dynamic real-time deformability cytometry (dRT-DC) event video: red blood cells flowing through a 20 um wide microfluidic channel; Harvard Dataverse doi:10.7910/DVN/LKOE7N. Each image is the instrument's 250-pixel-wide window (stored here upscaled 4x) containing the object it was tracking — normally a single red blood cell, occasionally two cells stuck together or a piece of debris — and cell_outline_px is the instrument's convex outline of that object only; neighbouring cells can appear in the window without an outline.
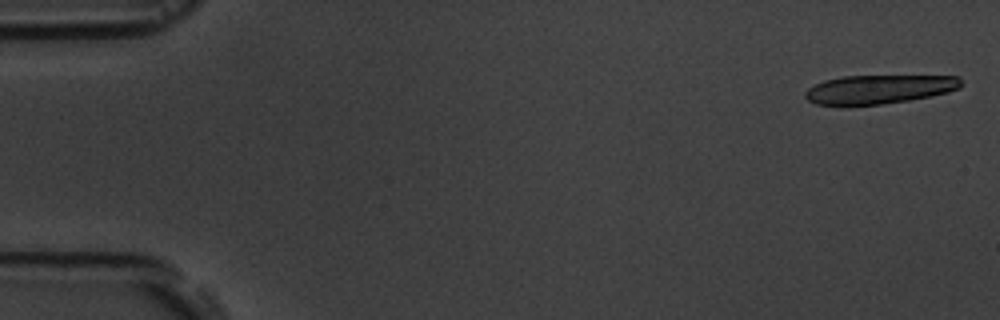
{"species": "common noctule bat (a hibernating species)", "species_latin": "Nyctalus noctula", "temperature_condition": "room temperature", "stored_images_in_passage": 5, "camera_frame_rate_fps": 3000, "um_per_image_px": 0.085, "animal": {"sex": "male", "body_mass_g": 19.5, "forearm_length_mm": 54.6}, "frame": {"image": 1, "passage_image": 1, "time_ms": 0.0, "image_size_px": [1000, 320], "cell_outline_px": [[964, 84], [960, 88], [948, 92], [908, 100], [880, 104], [816, 104], [808, 100], [804, 96], [804, 92], [808, 88], [824, 80], [844, 76], [960, 76]], "centroid_in_image_um": [74.76, 7.57], "position_along_channel_um": 10.2, "area_um2": 25.89}}